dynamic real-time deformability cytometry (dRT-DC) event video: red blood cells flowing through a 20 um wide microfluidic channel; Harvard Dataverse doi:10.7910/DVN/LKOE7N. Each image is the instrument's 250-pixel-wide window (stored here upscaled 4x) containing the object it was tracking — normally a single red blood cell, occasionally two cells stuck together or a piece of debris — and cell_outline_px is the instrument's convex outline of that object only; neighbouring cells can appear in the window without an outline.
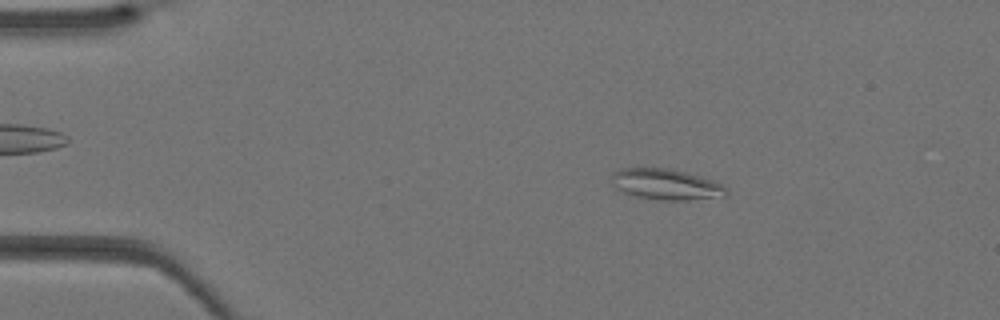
{"species": "Egyptian fruit bat (a non-hibernating species)", "species_latin": "Rousettus aegyptiacus", "temperature_condition": "warm", "stored_images_in_passage": 41, "camera_frame_rate_fps": 3000, "um_per_image_px": 0.085, "animal": {"sex": "female"}, "frame": {"image": 1, "passage_image": 7, "time_ms": 2.0, "image_size_px": [1000, 320], "cell_outline_px": [[728, 192], [724, 196], [688, 200], [664, 200], [636, 196], [624, 192], [616, 188], [612, 184], [612, 172], [620, 168], [668, 168], [700, 176], [712, 180], [728, 188]], "centroid_in_image_um": [56.59, 15.66], "position_along_channel_um": 28.4, "area_um2": 20.46}}
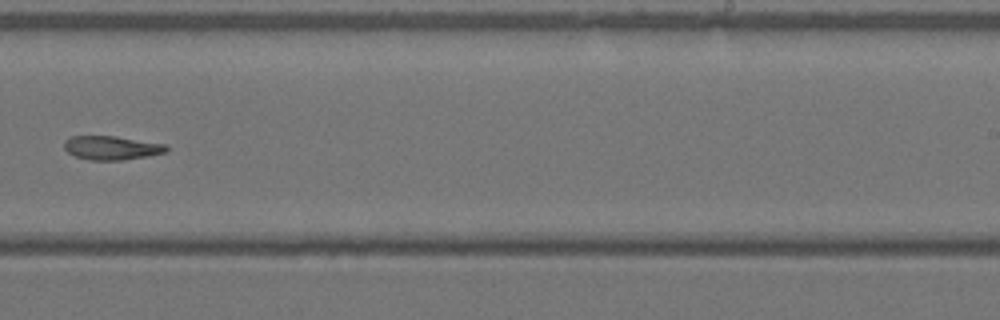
{"frame": {"image": 2, "passage_image": 26, "time_ms": 8.333, "image_size_px": [1000, 320], "cell_outline_px": [[168, 148], [164, 152], [148, 156], [124, 160], [88, 160], [76, 156], [68, 152], [64, 148], [64, 140], [72, 136], [116, 136], [168, 144]], "centroid_in_image_um": [9.49, 12.56], "position_along_channel_um": 279.5, "area_um2": 14.28}}
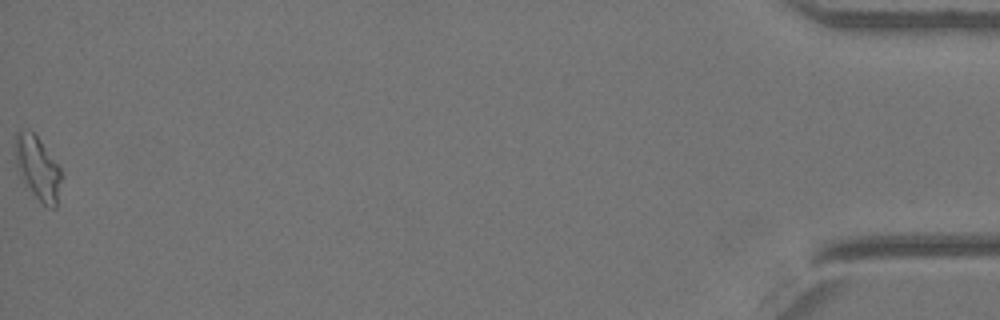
{"frame": {"image": 3, "passage_image": 41, "time_ms": 13.333, "image_size_px": [1000, 320], "cell_outline_px": [[64, 176], [56, 208], [48, 208], [24, 184], [16, 168], [16, 132], [32, 132], [40, 140], [60, 168]], "centroid_in_image_um": [3.25, 14.36], "position_along_channel_um": 431.9, "area_um2": 16.94}}